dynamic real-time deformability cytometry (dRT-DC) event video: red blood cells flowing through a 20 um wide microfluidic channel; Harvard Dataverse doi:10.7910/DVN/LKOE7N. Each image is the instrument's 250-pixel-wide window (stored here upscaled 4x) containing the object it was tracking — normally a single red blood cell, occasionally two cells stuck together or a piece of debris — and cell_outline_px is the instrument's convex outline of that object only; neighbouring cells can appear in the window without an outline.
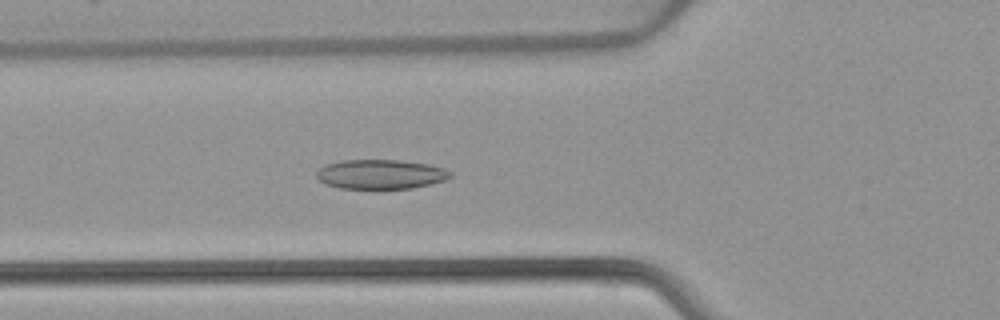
{"species": "common noctule bat (a hibernating species)", "species_latin": "Nyctalus noctula", "temperature_condition": "warm", "stored_images_in_passage": 44, "camera_frame_rate_fps": 3000, "um_per_image_px": 0.085, "animal": {"sex": "female", "body_mass_g": 22.7, "forearm_length_mm": 54.2}, "frame": {"image": 1, "passage_image": 11, "time_ms": 3.333, "image_size_px": [1000, 320], "cell_outline_px": [[452, 176], [444, 180], [432, 184], [412, 188], [340, 188], [324, 184], [316, 176], [316, 172], [324, 164], [344, 160], [400, 160], [428, 164], [444, 168], [452, 172]], "centroid_in_image_um": [32.35, 14.81], "position_along_channel_um": 93.4, "area_um2": 23.0}}
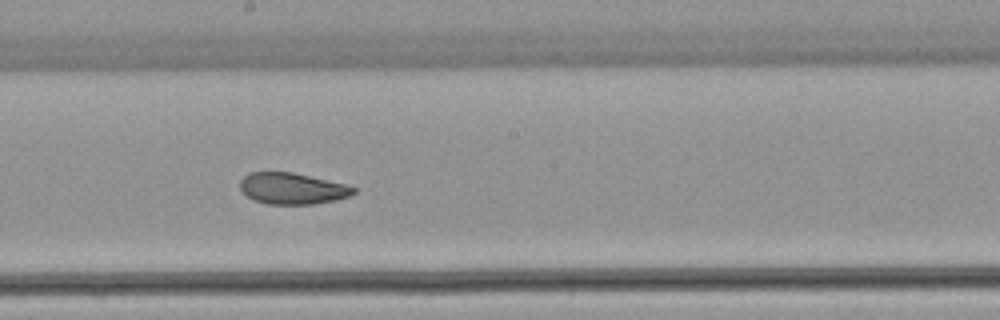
{"frame": {"image": 2, "passage_image": 21, "time_ms": 6.667, "image_size_px": [1000, 320], "cell_outline_px": [[356, 192], [348, 196], [336, 200], [312, 204], [268, 204], [252, 200], [240, 188], [240, 180], [248, 172], [292, 172], [348, 184], [356, 188]], "centroid_in_image_um": [24.85, 16.02], "position_along_channel_um": 223.3, "area_um2": 20.81}}
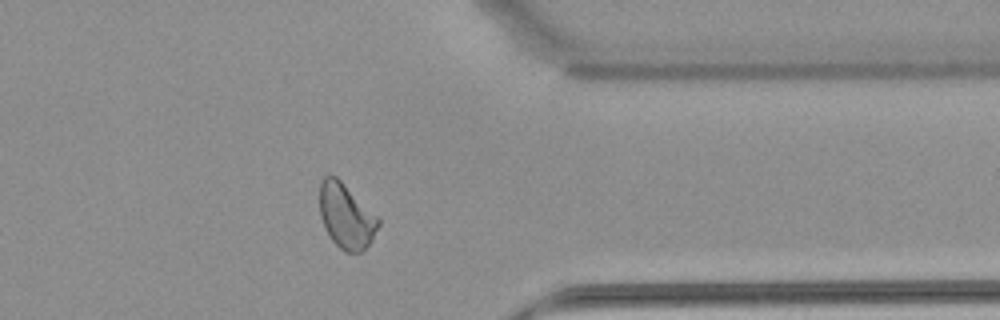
{"frame": {"image": 3, "passage_image": 34, "time_ms": 11.0, "image_size_px": [1000, 320], "cell_outline_px": [[380, 224], [372, 240], [360, 252], [344, 252], [332, 240], [324, 228], [320, 216], [320, 180], [324, 176], [336, 176], [380, 220]], "centroid_in_image_um": [29.4, 18.38], "position_along_channel_um": 382.0, "area_um2": 21.79}, "authors_computed_cell_mechanics": {"area_um2": 22.5709, "velocity_mm_per_s": 3.8932, "shape_relaxation_time_tau1_ms": 9.9758, "shape_relaxation_time_tau2_ms": 1.6664, "deformation_change_tau1": 0.2036, "deformation_change_tau2": 0.0743}}